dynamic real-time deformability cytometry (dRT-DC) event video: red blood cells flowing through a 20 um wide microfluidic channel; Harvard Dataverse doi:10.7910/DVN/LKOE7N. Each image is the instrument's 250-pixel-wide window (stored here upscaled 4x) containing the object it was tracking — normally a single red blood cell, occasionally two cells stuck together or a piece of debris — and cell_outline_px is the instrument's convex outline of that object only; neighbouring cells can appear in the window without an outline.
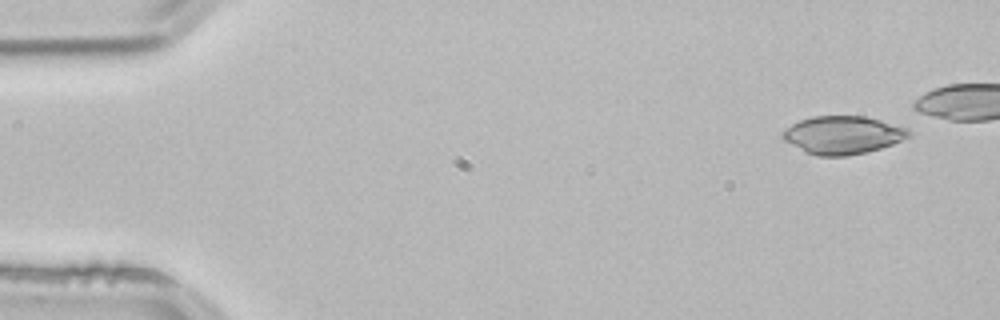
{"species": "common noctule bat (a hibernating species)", "species_latin": "Nyctalus noctula", "temperature_condition": "room temperature", "stored_images_in_passage": 4, "camera_frame_rate_fps": 3000, "um_per_image_px": 0.085, "animal": {"sex": "male", "body_mass_g": 21.5, "forearm_length_mm": 52.0}, "frame": {"image": 1, "passage_image": 1, "time_ms": 0.0, "image_size_px": [1000, 320], "cell_outline_px": [[908, 136], [892, 144], [868, 152], [848, 156], [816, 156], [804, 152], [784, 140], [780, 136], [780, 132], [792, 124], [800, 120], [812, 116], [864, 116], [880, 120], [908, 128]], "centroid_in_image_um": [71.57, 11.48], "position_along_channel_um": 13.4, "area_um2": 27.92}}